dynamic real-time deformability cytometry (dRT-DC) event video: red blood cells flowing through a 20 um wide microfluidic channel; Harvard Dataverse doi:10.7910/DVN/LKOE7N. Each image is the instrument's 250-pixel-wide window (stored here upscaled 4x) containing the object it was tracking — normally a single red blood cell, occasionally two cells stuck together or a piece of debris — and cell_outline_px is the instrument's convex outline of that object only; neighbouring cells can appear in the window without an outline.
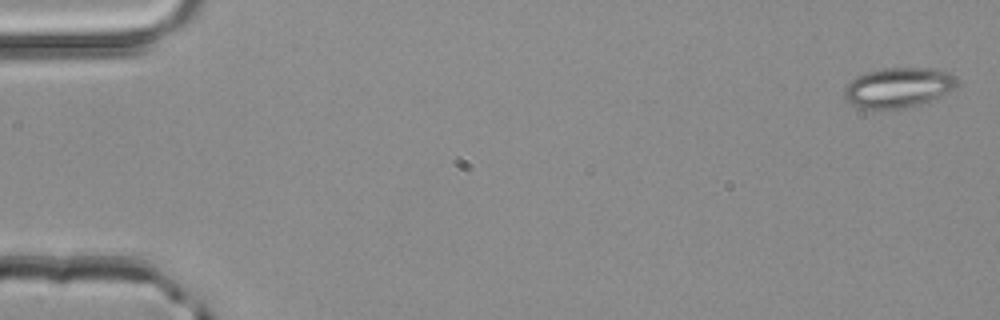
{"species": "common noctule bat (a hibernating species)", "species_latin": "Nyctalus noctula", "temperature_condition": "room temperature", "stored_images_in_passage": 4, "camera_frame_rate_fps": 3000, "um_per_image_px": 0.085, "animal": {"sex": "male", "body_mass_g": 20.4}, "frame": {"image": 1, "passage_image": 1, "time_ms": 0.0, "image_size_px": [1000, 320], "cell_outline_px": [[956, 84], [948, 92], [920, 104], [904, 108], [860, 108], [852, 104], [844, 96], [844, 88], [856, 76], [864, 72], [884, 68], [936, 68], [948, 72], [956, 80]], "centroid_in_image_um": [76.31, 7.42], "position_along_channel_um": 8.7, "area_um2": 25.89}}
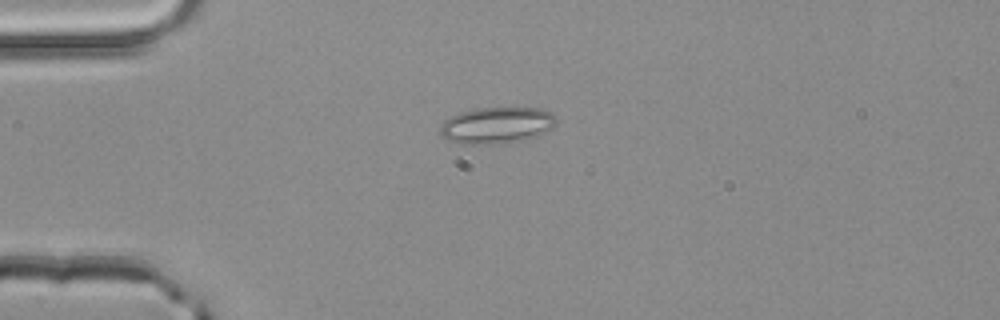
{"frame": {"image": 2, "passage_image": 4, "time_ms": 1.0, "image_size_px": [1000, 320], "cell_outline_px": [[556, 124], [552, 128], [540, 136], [504, 144], [460, 144], [448, 140], [440, 132], [440, 124], [444, 120], [460, 112], [476, 108], [540, 108], [552, 112], [556, 116]], "centroid_in_image_um": [42.25, 10.66], "position_along_channel_um": 42.7, "area_um2": 25.03}}